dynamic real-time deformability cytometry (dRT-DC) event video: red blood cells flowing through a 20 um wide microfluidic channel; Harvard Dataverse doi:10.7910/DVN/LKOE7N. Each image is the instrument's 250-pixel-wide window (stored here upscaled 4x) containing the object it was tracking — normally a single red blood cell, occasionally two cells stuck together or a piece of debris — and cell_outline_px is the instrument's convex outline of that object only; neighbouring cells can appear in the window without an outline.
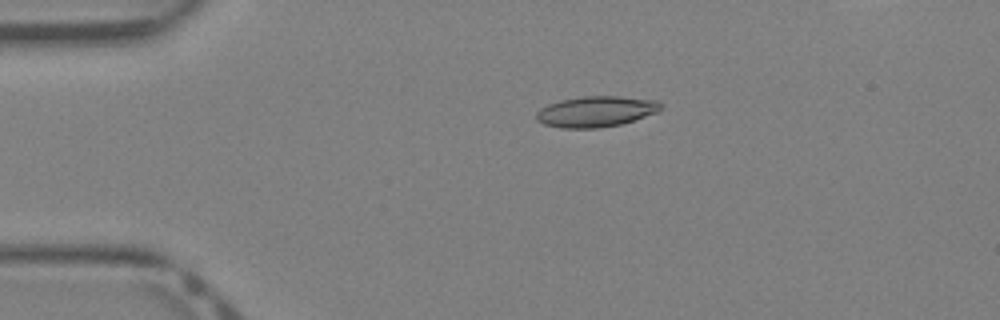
{"species": "Egyptian fruit bat (a non-hibernating species)", "species_latin": "Rousettus aegyptiacus", "temperature_condition": "warm", "stored_images_in_passage": 36, "camera_frame_rate_fps": 3000, "um_per_image_px": 0.085, "animal": {"sex": "female"}, "frame": {"image": 1, "passage_image": 6, "time_ms": 1.667, "image_size_px": [1000, 320], "cell_outline_px": [[660, 108], [656, 112], [620, 124], [600, 128], [560, 128], [544, 124], [536, 120], [536, 112], [540, 108], [548, 104], [560, 100], [584, 96], [620, 96], [656, 100], [660, 104]], "centroid_in_image_um": [50.59, 9.48], "position_along_channel_um": 34.4, "area_um2": 22.14}}
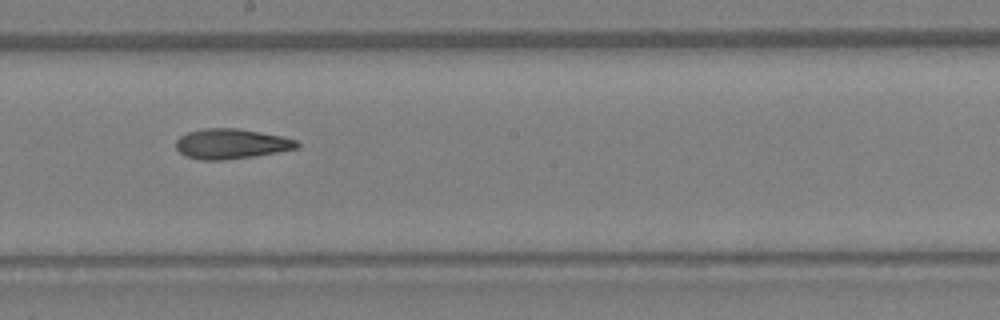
{"frame": {"image": 2, "passage_image": 20, "time_ms": 6.333, "image_size_px": [1000, 320], "cell_outline_px": [[300, 148], [252, 156], [224, 160], [204, 160], [184, 156], [176, 148], [176, 140], [180, 136], [188, 132], [204, 128], [236, 128], [284, 136], [296, 140], [300, 144]], "centroid_in_image_um": [19.66, 12.22], "position_along_channel_um": 228.5, "area_um2": 21.21}}
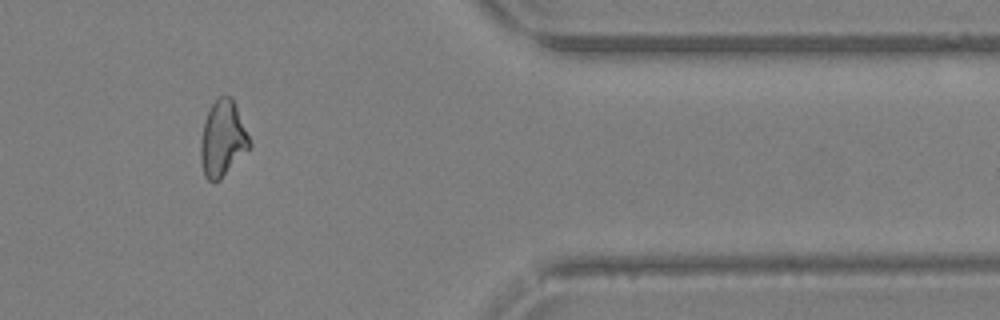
{"frame": {"image": 3, "passage_image": 31, "time_ms": 10.0, "image_size_px": [1000, 320], "cell_outline_px": [[252, 144], [220, 180], [208, 180], [204, 176], [200, 156], [200, 140], [204, 124], [208, 112], [212, 104], [220, 96], [232, 96]], "centroid_in_image_um": [18.92, 11.79], "position_along_channel_um": 392.5, "area_um2": 21.21}}